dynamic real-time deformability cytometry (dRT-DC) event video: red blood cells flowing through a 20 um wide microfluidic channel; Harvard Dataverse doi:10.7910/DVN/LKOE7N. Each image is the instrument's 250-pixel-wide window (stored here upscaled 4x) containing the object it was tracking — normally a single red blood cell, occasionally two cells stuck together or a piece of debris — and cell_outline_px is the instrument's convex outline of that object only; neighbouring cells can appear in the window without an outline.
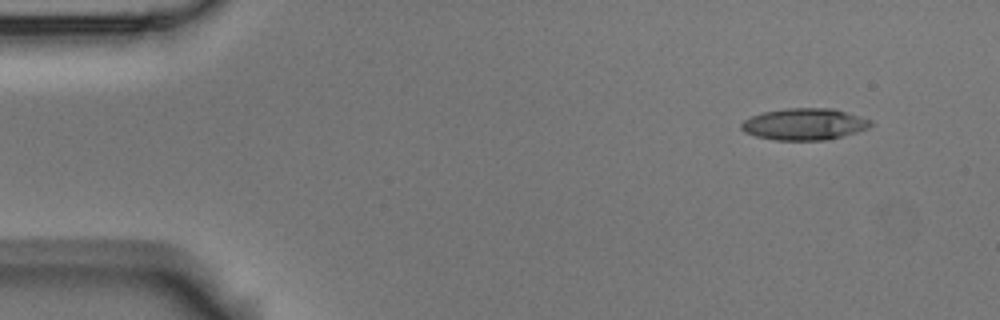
{"species": "Egyptian fruit bat (a non-hibernating species)", "species_latin": "Rousettus aegyptiacus", "temperature_condition": "room temperature", "stored_images_in_passage": 4, "segment_of_instrument_passage": [2, 2], "camera_frame_rate_fps": 3000, "um_per_image_px": 0.085, "animal": {"sex": "male"}, "frame": {"image": 1, "passage_image": 4, "time_ms": 1.0, "image_size_px": [1000, 320], "cell_outline_px": [[872, 124], [868, 128], [856, 132], [828, 140], [776, 140], [756, 136], [744, 132], [740, 128], [740, 124], [744, 120], [752, 116], [764, 112], [788, 108], [832, 108], [872, 120]], "centroid_in_image_um": [68.36, 10.56], "position_along_channel_um": 16.6, "area_um2": 23.76}}